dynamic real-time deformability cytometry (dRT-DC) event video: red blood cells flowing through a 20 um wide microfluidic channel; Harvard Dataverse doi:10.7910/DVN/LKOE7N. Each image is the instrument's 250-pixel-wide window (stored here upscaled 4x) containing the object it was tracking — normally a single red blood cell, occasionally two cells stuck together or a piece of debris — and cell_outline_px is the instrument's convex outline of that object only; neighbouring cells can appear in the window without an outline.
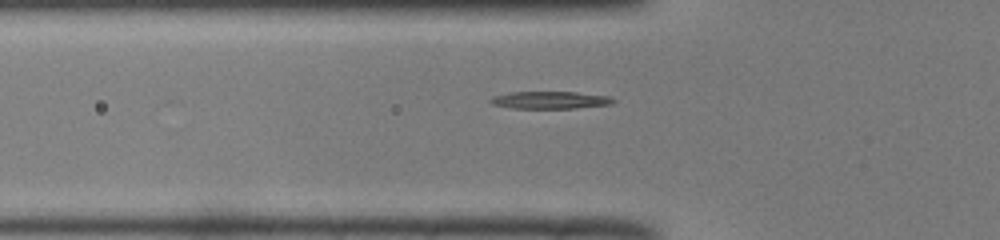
{"species": "common noctule bat (a hibernating species)", "species_latin": "Nyctalus noctula", "temperature_condition": "room temperature", "stored_images_in_passage": 28, "camera_frame_rate_fps": 3000, "um_per_image_px": 0.085, "animal": {"sex": "male", "body_mass_g": 19.0, "forearm_length_mm": 50.8}, "frame": {"image": 1, "passage_image": 5, "time_ms": 1.333, "image_size_px": [1000, 240], "cell_outline_px": [[616, 100], [612, 104], [576, 108], [512, 108], [492, 104], [488, 100], [492, 96], [512, 92], [576, 92], [608, 96]], "centroid_in_image_um": [46.75, 8.5], "position_along_channel_um": 79.1, "area_um2": 12.37}}
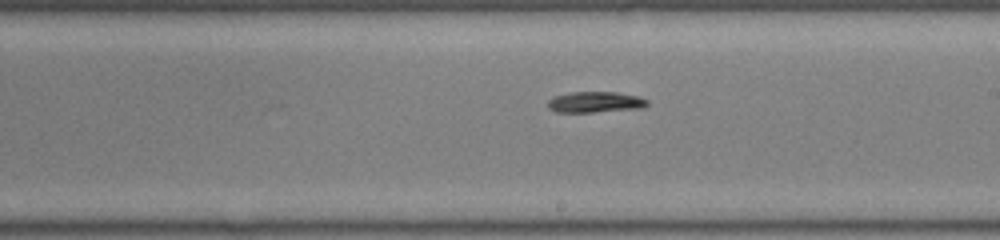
{"frame": {"image": 2, "passage_image": 17, "time_ms": 5.333, "image_size_px": [1000, 240], "cell_outline_px": [[648, 104], [644, 108], [592, 112], [556, 112], [548, 108], [548, 100], [552, 96], [572, 92], [616, 92], [636, 96], [648, 100]], "centroid_in_image_um": [50.57, 8.68], "position_along_channel_um": 238.4, "area_um2": 12.14}}
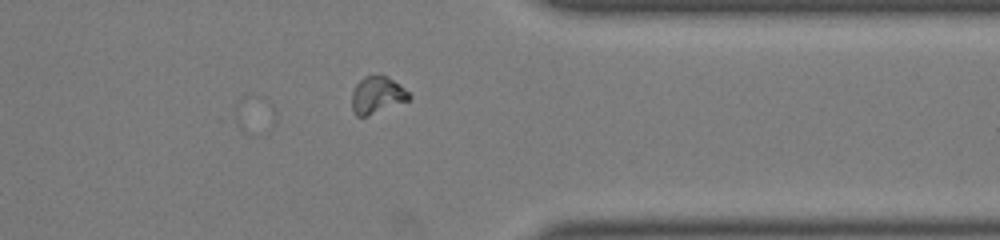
{"frame": {"image": 3, "passage_image": 28, "time_ms": 9.0, "image_size_px": [1000, 240], "cell_outline_px": [[412, 96], [408, 100], [364, 116], [356, 116], [352, 112], [352, 92], [356, 84], [364, 76], [384, 76], [392, 80], [404, 88]], "centroid_in_image_um": [32.02, 8.08], "position_along_channel_um": 379.4, "area_um2": 11.91}, "authors_computed_cell_mechanics": {"area_um2": 12.1091, "velocity_mm_per_s": 3.985, "shape_relaxation_time_tau1_ms": 7.5337, "shape_relaxation_time_tau2_ms": null, "deformation_change_tau1": 0.2673, "deformation_change_tau2": null}}